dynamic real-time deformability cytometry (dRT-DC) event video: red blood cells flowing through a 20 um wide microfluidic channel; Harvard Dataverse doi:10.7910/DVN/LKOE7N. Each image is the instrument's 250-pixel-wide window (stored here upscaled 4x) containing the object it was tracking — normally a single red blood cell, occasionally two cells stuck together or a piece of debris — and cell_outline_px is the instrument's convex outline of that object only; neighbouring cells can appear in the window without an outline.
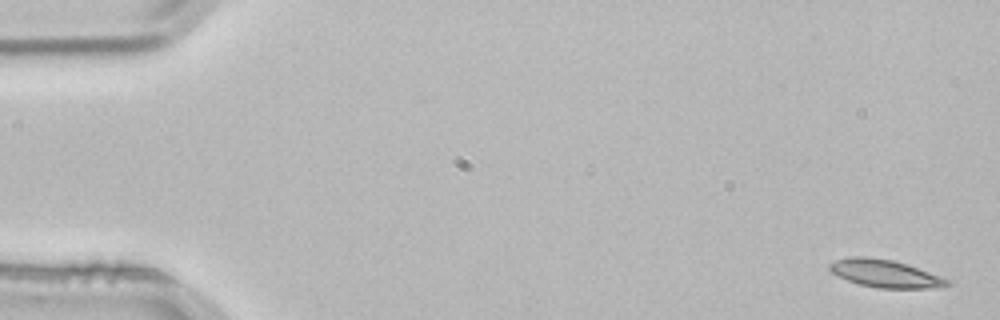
{"species": "common noctule bat (a hibernating species)", "species_latin": "Nyctalus noctula", "temperature_condition": "room temperature", "stored_images_in_passage": 4, "camera_frame_rate_fps": 3000, "um_per_image_px": 0.085, "animal": {"sex": "male", "body_mass_g": 21.5, "forearm_length_mm": 52.0}, "frame": {"image": 1, "passage_image": 1, "time_ms": 0.0, "image_size_px": [1000, 320], "cell_outline_px": [[952, 284], [928, 288], [880, 288], [860, 284], [848, 280], [832, 272], [828, 268], [828, 264], [836, 260], [852, 256], [864, 256], [892, 260], [908, 264], [948, 280]], "centroid_in_image_um": [75.19, 23.24], "position_along_channel_um": 9.8, "area_um2": 18.55}}
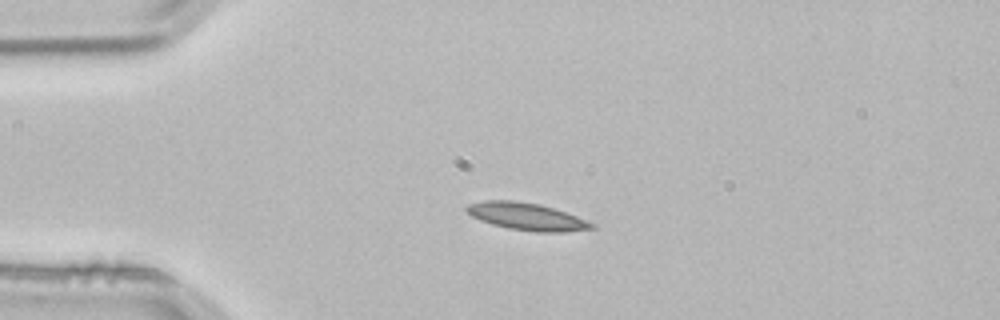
{"frame": {"image": 2, "passage_image": 3, "time_ms": 0.667, "image_size_px": [1000, 320], "cell_outline_px": [[596, 228], [564, 232], [536, 232], [508, 228], [492, 224], [480, 220], [472, 216], [464, 208], [468, 204], [484, 200], [512, 200], [540, 204], [576, 216], [596, 224]], "centroid_in_image_um": [44.76, 18.4], "position_along_channel_um": 40.2, "area_um2": 19.83}}
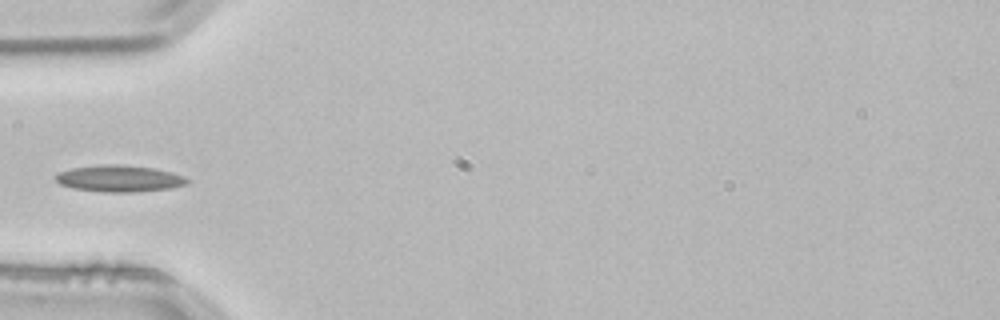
{"frame": {"image": 3, "passage_image": 4, "time_ms": 1.0, "image_size_px": [1000, 320], "cell_outline_px": [[188, 184], [168, 188], [132, 192], [104, 192], [72, 188], [60, 184], [56, 180], [56, 172], [72, 168], [100, 164], [124, 164], [152, 168], [184, 176], [188, 180]], "centroid_in_image_um": [10.09, 15.17], "position_along_channel_um": 74.9, "area_um2": 20.29}}